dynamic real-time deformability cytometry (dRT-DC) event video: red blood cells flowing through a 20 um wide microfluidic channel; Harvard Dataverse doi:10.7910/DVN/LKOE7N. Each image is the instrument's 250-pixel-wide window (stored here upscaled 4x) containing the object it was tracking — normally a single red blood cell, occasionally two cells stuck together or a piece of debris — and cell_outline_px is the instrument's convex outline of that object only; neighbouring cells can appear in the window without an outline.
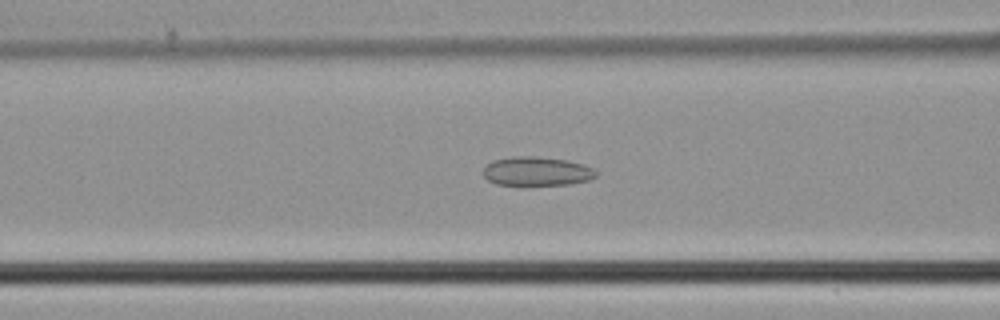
{"species": "common noctule bat (a hibernating species)", "species_latin": "Nyctalus noctula", "temperature_condition": "cold", "stored_images_in_passage": 22, "camera_frame_rate_fps": 3000, "um_per_image_px": 0.085, "animal": {"sex": "male", "body_mass_g": 21.5, "forearm_length_mm": 52.0}, "frame": {"image": 1, "passage_image": 8, "time_ms": 2.333, "image_size_px": [1000, 320], "cell_outline_px": [[596, 176], [588, 180], [568, 184], [528, 188], [524, 188], [496, 184], [488, 180], [484, 176], [484, 168], [492, 160], [516, 156], [532, 156], [564, 160], [584, 164], [592, 168], [596, 172]], "centroid_in_image_um": [45.58, 14.62], "position_along_channel_um": 121.0, "area_um2": 19.71}}
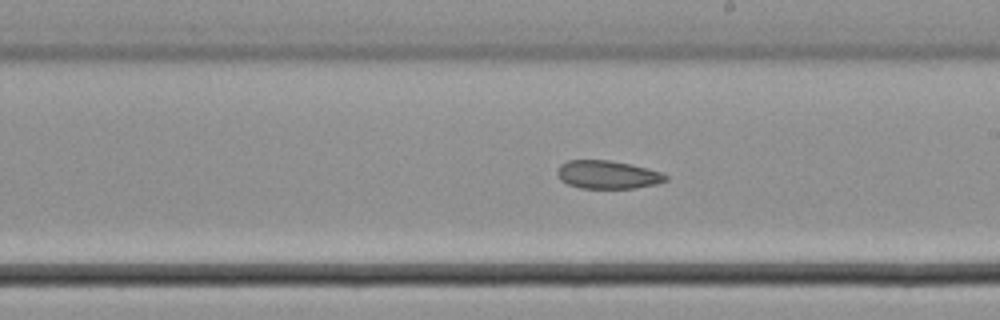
{"frame": {"image": 2, "passage_image": 16, "time_ms": 5.0, "image_size_px": [1000, 320], "cell_outline_px": [[668, 180], [656, 184], [632, 188], [580, 188], [568, 184], [560, 180], [556, 172], [560, 164], [568, 160], [608, 160], [648, 168], [660, 172], [668, 176]], "centroid_in_image_um": [51.62, 14.84], "position_along_channel_um": 237.4, "area_um2": 17.74}}
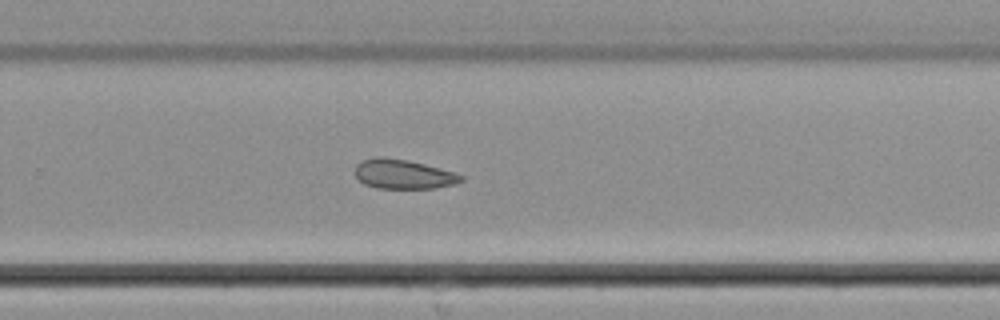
{"frame": {"image": 3, "passage_image": 20, "time_ms": 6.333, "image_size_px": [1000, 320], "cell_outline_px": [[464, 180], [456, 184], [436, 188], [376, 188], [364, 184], [356, 176], [356, 164], [364, 160], [380, 156], [408, 160], [456, 172], [464, 176]], "centroid_in_image_um": [34.33, 14.81], "position_along_channel_um": 295.5, "area_um2": 18.21}}